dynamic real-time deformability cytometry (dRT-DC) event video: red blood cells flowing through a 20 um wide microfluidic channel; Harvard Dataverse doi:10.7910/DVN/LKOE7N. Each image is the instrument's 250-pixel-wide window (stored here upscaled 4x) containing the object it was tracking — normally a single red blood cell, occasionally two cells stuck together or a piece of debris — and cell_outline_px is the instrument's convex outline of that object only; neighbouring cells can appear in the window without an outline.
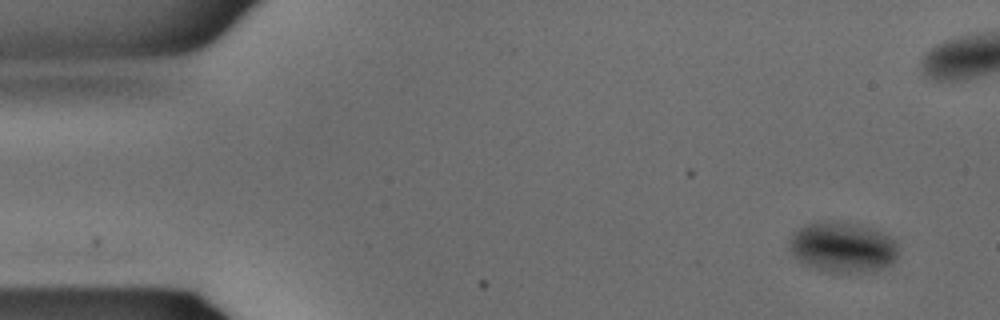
{"species": "common noctule bat (a hibernating species)", "species_latin": "Nyctalus noctula", "temperature_condition": "warm", "stored_images_in_passage": 37, "camera_frame_rate_fps": 3000, "um_per_image_px": 0.085, "animal": {"sex": "male", "body_mass_g": 15.6}, "frame": {"image": 1, "passage_image": 2, "time_ms": 0.333, "image_size_px": [1000, 320], "cell_outline_px": [[896, 256], [892, 264], [880, 268], [848, 272], [840, 272], [816, 268], [804, 264], [788, 248], [788, 240], [792, 232], [804, 224], [836, 220], [868, 228], [880, 232], [896, 240]], "centroid_in_image_um": [71.56, 20.98], "position_along_channel_um": 13.4, "area_um2": 31.27}}
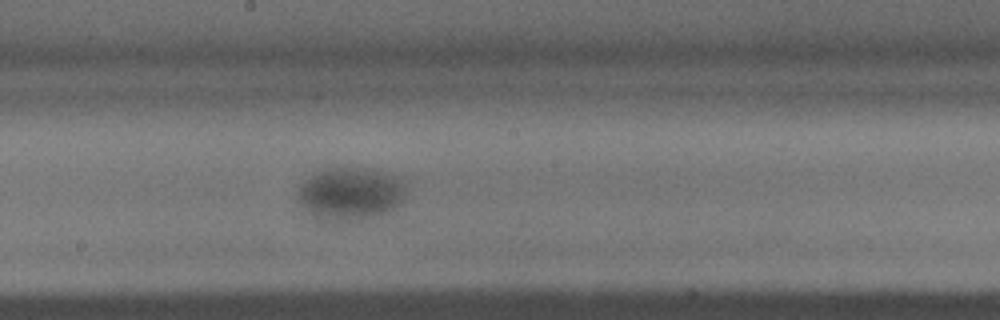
{"frame": {"image": 2, "passage_image": 19, "time_ms": 6.0, "image_size_px": [1000, 320], "cell_outline_px": [[408, 192], [404, 204], [396, 208], [360, 220], [336, 224], [320, 220], [312, 216], [296, 200], [296, 188], [304, 180], [316, 172], [344, 164], [352, 164], [372, 168], [388, 172], [408, 180]], "centroid_in_image_um": [29.83, 16.43], "position_along_channel_um": 218.4, "area_um2": 35.66}}
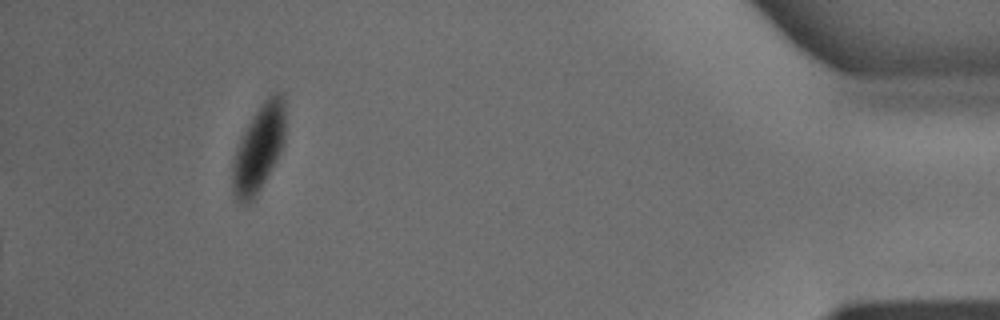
{"frame": {"image": 3, "passage_image": 37, "time_ms": 12.0, "image_size_px": [1000, 320], "cell_outline_px": [[284, 144], [276, 160], [256, 196], [248, 204], [240, 204], [236, 200], [232, 188], [232, 164], [240, 136], [260, 104], [272, 92], [284, 92]], "centroid_in_image_um": [21.98, 12.6], "position_along_channel_um": 413.2, "area_um2": 26.82}}